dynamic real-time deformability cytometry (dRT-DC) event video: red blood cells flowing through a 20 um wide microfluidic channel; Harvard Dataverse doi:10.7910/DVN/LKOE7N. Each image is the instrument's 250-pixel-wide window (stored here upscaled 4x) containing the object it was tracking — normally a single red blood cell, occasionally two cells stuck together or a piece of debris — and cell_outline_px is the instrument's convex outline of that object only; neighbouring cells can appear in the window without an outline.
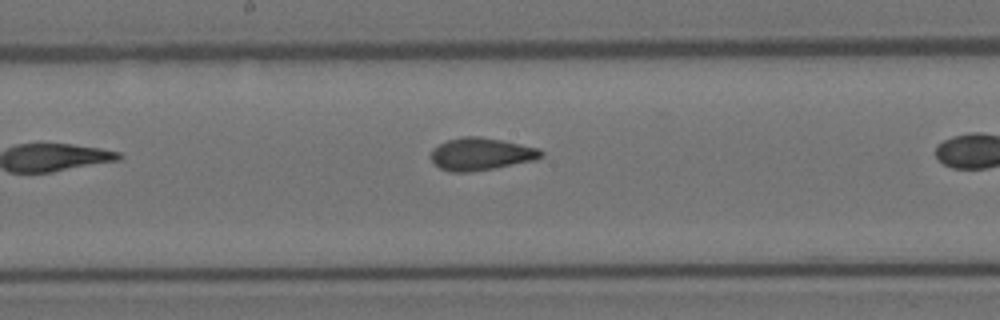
{"species": "Egyptian fruit bat (a non-hibernating species)", "species_latin": "Rousettus aegyptiacus", "temperature_condition": "room temperature", "stored_images_in_passage": 6, "camera_frame_rate_fps": 3000, "um_per_image_px": 0.085, "animal": {"sex": "female"}, "frame": {"image": 1, "passage_image": 5, "time_ms": 1.333, "image_size_px": [1000, 320], "cell_outline_px": [[544, 156], [536, 160], [492, 168], [468, 172], [448, 172], [432, 164], [432, 148], [448, 140], [464, 136], [480, 136], [504, 140], [540, 148], [544, 152]], "centroid_in_image_um": [40.91, 13.08], "position_along_channel_um": 207.3, "area_um2": 20.98}}